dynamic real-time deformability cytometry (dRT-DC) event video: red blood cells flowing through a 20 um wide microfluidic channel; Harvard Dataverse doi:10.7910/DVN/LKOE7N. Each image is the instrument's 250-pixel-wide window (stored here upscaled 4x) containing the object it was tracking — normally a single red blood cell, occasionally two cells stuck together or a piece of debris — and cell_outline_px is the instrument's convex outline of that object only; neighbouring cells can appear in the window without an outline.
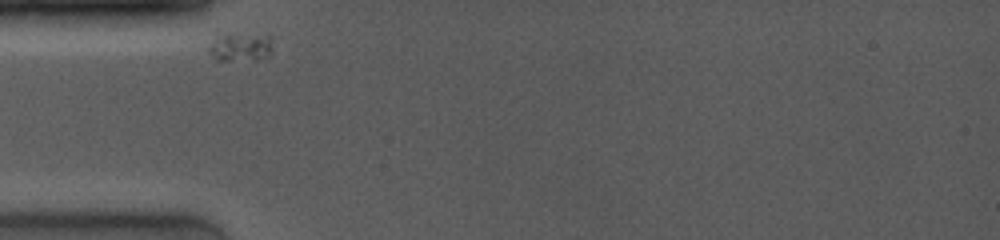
{"species": "common noctule bat (a hibernating species)", "species_latin": "Nyctalus noctula", "temperature_condition": "room temperature", "stored_images_in_passage": 8, "camera_frame_rate_fps": 4000, "um_per_image_px": 0.085, "animal": {"sex": "female", "body_mass_g": 19.0, "forearm_length_mm": 53.3}, "frame": {"image": 1, "passage_image": 1, "time_ms": 0.0, "image_size_px": [1000, 240], "cell_outline_px": [[272, 56], [268, 60], [216, 60], [208, 52], [208, 48], [212, 32], [216, 28], [268, 32], [272, 48]], "centroid_in_image_um": [20.39, 3.83], "position_along_channel_um": 64.6, "area_um2": 13.01}}
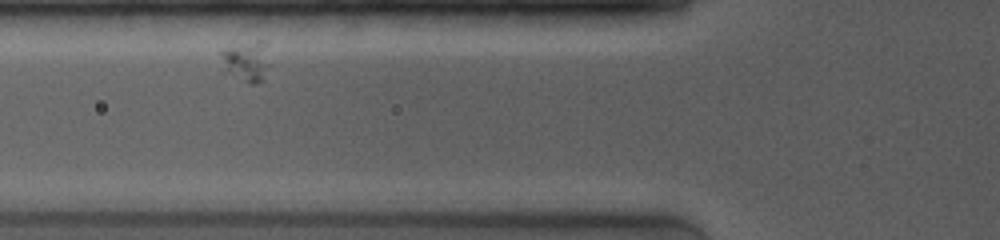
{"frame": {"image": 2, "passage_image": 5, "time_ms": 1.25, "image_size_px": [1000, 240], "cell_outline_px": [[268, 64], [264, 80], [256, 84], [252, 84], [228, 68], [220, 52], [232, 48], [260, 40], [264, 40]], "centroid_in_image_um": [21.08, 5.19], "position_along_channel_um": 104.7, "area_um2": 10.0}}
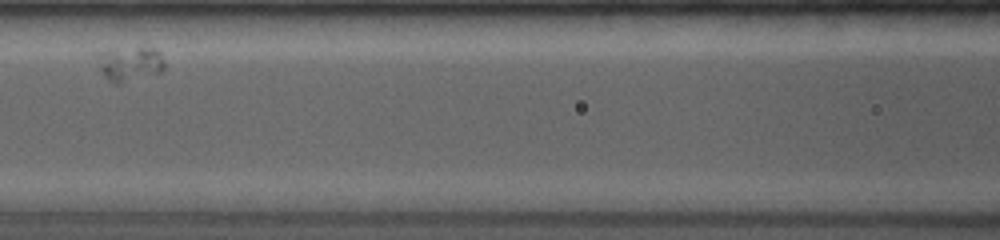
{"frame": {"image": 3, "passage_image": 7, "time_ms": 2.75, "image_size_px": [1000, 240], "cell_outline_px": [[164, 68], [160, 72], [116, 84], [108, 80], [104, 76], [100, 68], [96, 56], [96, 52], [108, 48], [152, 48], [160, 52], [164, 60]], "centroid_in_image_um": [10.98, 5.38], "position_along_channel_um": 155.6, "area_um2": 13.58}}